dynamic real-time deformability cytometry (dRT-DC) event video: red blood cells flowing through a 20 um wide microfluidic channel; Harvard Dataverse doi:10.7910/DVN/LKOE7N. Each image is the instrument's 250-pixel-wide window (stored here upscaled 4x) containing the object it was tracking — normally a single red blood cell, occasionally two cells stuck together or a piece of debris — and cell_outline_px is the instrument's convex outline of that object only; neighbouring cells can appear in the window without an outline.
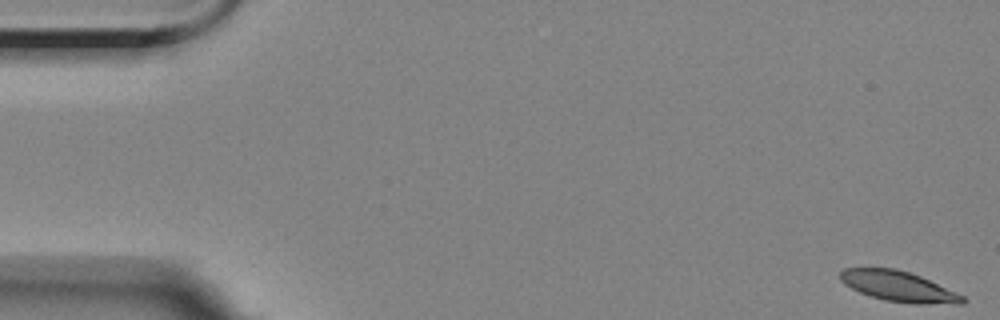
{"species": "Egyptian fruit bat (a non-hibernating species)", "species_latin": "Rousettus aegyptiacus", "temperature_condition": "room temperature", "stored_images_in_passage": 5, "camera_frame_rate_fps": 3000, "um_per_image_px": 0.085, "animal": {"sex": "female"}, "frame": {"image": 1, "passage_image": 1, "time_ms": 0.0, "image_size_px": [1000, 320], "cell_outline_px": [[968, 300], [964, 304], [912, 304], [884, 300], [860, 292], [844, 284], [840, 280], [840, 272], [844, 268], [896, 268], [920, 276], [956, 292], [964, 296]], "centroid_in_image_um": [76.41, 24.35], "position_along_channel_um": 8.6, "area_um2": 21.68}}